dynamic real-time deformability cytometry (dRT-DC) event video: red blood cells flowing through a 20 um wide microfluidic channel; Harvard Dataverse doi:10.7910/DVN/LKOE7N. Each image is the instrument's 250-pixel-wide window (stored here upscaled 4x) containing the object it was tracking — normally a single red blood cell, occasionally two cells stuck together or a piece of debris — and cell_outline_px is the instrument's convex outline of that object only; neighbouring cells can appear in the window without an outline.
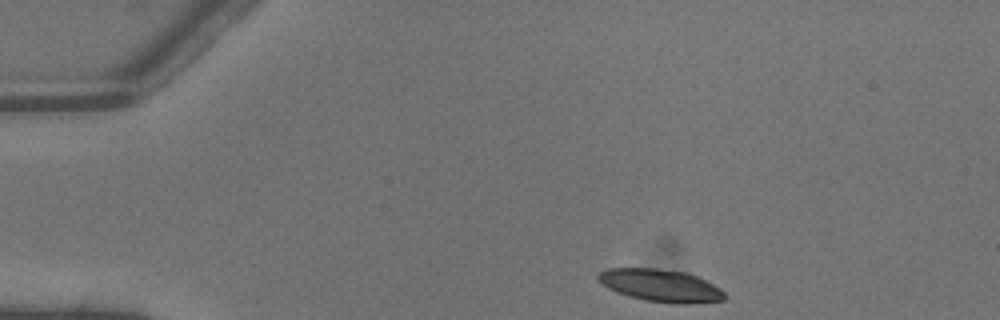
{"species": "common noctule bat (a hibernating species)", "species_latin": "Nyctalus noctula", "temperature_condition": "warm", "stored_images_in_passage": 3, "segment_of_instrument_passage": [1, 2], "camera_frame_rate_fps": 3000, "um_per_image_px": 0.085, "animal": {"sex": "male", "body_mass_g": 13.3}, "frame": {"image": 1, "passage_image": 1, "time_ms": 0.0, "image_size_px": [1000, 320], "cell_outline_px": [[724, 300], [684, 304], [676, 304], [644, 300], [628, 296], [608, 288], [596, 276], [600, 272], [608, 268], [656, 268], [688, 272], [720, 288], [724, 292]], "centroid_in_image_um": [56.15, 24.26], "position_along_channel_um": 28.8, "area_um2": 23.76}}